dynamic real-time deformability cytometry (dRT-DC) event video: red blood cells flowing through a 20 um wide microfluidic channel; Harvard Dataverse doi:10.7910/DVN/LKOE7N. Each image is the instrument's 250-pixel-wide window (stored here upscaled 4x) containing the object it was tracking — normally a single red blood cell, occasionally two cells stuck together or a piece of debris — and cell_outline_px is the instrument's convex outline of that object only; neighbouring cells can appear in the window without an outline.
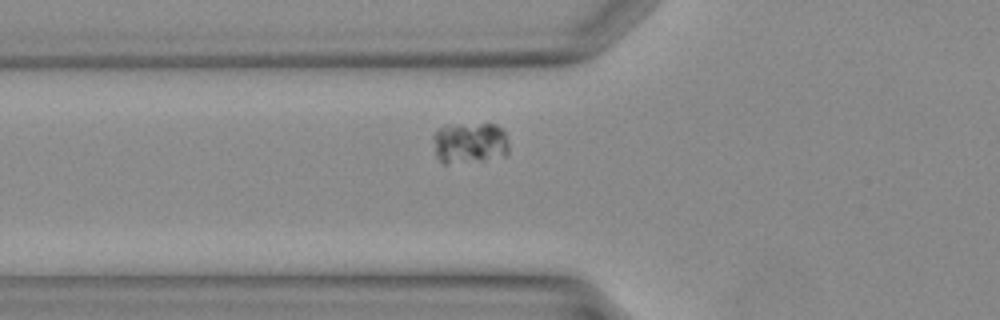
{"species": "Egyptian fruit bat (a non-hibernating species)", "species_latin": "Rousettus aegyptiacus", "temperature_condition": "warm", "stored_images_in_passage": 26, "camera_frame_rate_fps": 3000, "um_per_image_px": 0.085, "animal": {"sex": "female"}, "frame": {"image": 1, "passage_image": 2, "time_ms": 0.333, "image_size_px": [1000, 320], "cell_outline_px": [[508, 152], [504, 156], [484, 160], [448, 164], [444, 164], [436, 156], [432, 136], [444, 124], [496, 124], [504, 132], [508, 140]], "centroid_in_image_um": [39.91, 12.14], "position_along_channel_um": 85.9, "area_um2": 18.44}}
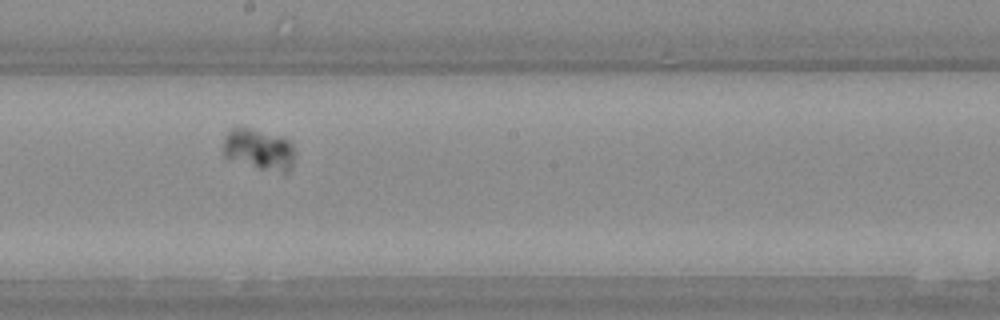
{"frame": {"image": 2, "passage_image": 10, "time_ms": 3.0, "image_size_px": [1000, 320], "cell_outline_px": [[292, 164], [288, 172], [284, 172], [260, 168], [224, 156], [224, 136], [232, 128], [248, 128], [284, 136], [292, 144]], "centroid_in_image_um": [22.01, 12.67], "position_along_channel_um": 226.2, "area_um2": 16.59}}
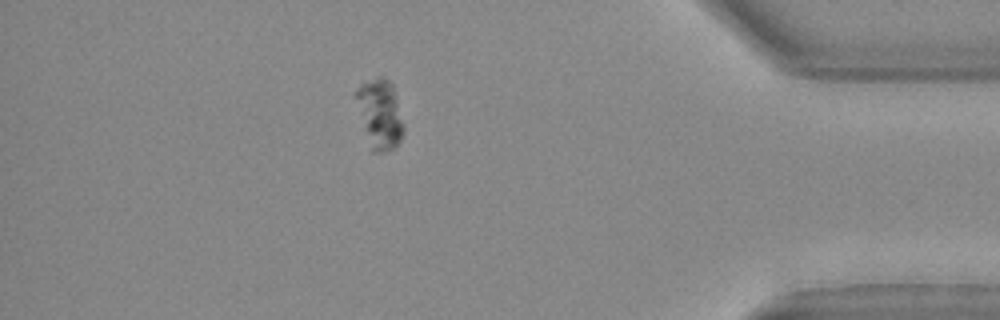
{"frame": {"image": 3, "passage_image": 22, "time_ms": 7.0, "image_size_px": [1000, 320], "cell_outline_px": [[404, 132], [396, 148], [384, 152], [372, 152], [356, 96], [356, 92], [360, 84], [376, 76], [384, 76], [392, 84], [404, 124]], "centroid_in_image_um": [32.34, 9.68], "position_along_channel_um": 402.9, "area_um2": 18.79}}